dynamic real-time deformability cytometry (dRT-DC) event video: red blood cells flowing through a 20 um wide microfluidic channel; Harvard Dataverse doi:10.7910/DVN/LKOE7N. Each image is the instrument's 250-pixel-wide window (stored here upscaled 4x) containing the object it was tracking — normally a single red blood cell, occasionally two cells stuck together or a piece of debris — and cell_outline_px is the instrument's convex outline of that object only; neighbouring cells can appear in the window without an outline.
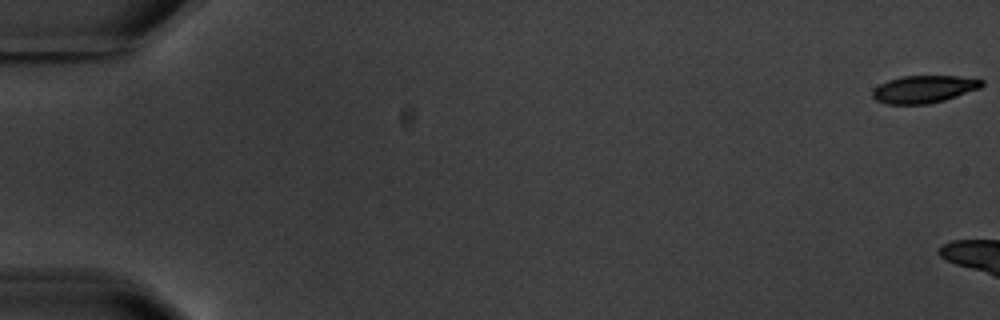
{"species": "common noctule bat (a hibernating species)", "species_latin": "Nyctalus noctula", "temperature_condition": "warm", "stored_images_in_passage": 4, "camera_frame_rate_fps": 3000, "um_per_image_px": 0.085, "animal": {"sex": "male", "body_mass_g": 20.1, "forearm_length_mm": 53.5}, "frame": {"image": 1, "passage_image": 1, "time_ms": 0.0, "image_size_px": [1000, 320], "cell_outline_px": [[984, 84], [980, 88], [944, 100], [928, 104], [888, 104], [876, 100], [872, 96], [872, 92], [880, 84], [888, 80], [904, 76], [956, 76], [984, 80]], "centroid_in_image_um": [78.54, 7.58], "position_along_channel_um": 6.5, "area_um2": 17.28}}